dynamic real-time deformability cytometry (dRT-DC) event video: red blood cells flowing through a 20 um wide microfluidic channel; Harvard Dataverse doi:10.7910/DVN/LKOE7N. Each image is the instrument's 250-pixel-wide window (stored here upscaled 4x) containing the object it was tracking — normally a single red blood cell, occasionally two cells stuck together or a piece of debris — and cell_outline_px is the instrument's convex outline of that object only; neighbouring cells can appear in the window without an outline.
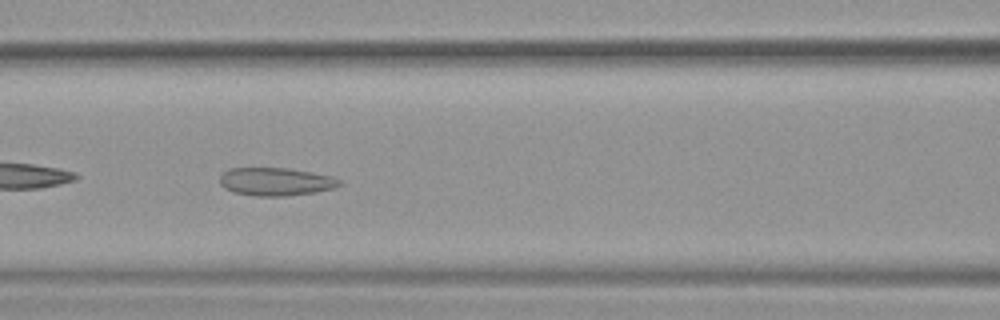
{"species": "common noctule bat (a hibernating species)", "species_latin": "Nyctalus noctula", "temperature_condition": "warm", "stored_images_in_passage": 11, "camera_frame_rate_fps": 3000, "um_per_image_px": 0.085, "animal": {"sex": "female", "body_mass_g": 19.9}, "frame": {"image": 1, "passage_image": 8, "time_ms": 2.333, "image_size_px": [1000, 320], "cell_outline_px": [[344, 184], [336, 188], [316, 192], [288, 196], [256, 196], [232, 192], [224, 188], [220, 184], [220, 176], [228, 168], [288, 168], [332, 176], [340, 180]], "centroid_in_image_um": [23.46, 15.45], "position_along_channel_um": 143.1, "area_um2": 19.77}}